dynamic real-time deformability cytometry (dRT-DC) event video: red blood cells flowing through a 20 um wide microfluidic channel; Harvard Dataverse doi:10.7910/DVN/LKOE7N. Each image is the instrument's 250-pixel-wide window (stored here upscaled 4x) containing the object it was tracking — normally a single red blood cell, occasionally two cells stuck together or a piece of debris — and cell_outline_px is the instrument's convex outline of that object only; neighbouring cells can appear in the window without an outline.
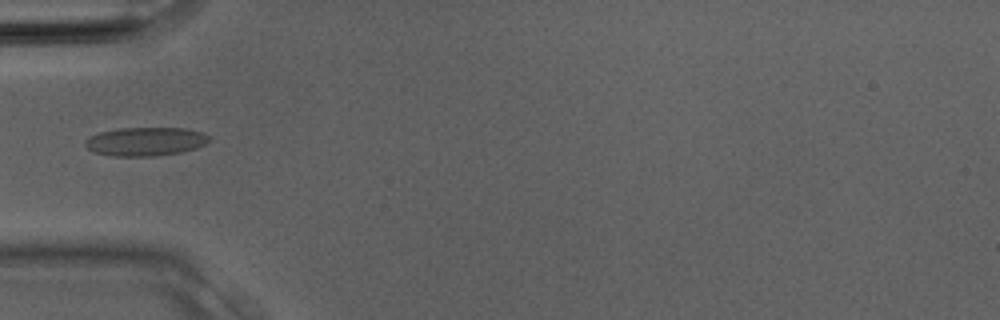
{"species": "Egyptian fruit bat (a non-hibernating species)", "species_latin": "Rousettus aegyptiacus", "temperature_condition": "room temperature", "stored_images_in_passage": 3, "camera_frame_rate_fps": 3000, "um_per_image_px": 0.085, "animal": {"sex": "male"}, "frame": {"image": 1, "passage_image": 3, "time_ms": 0.667, "image_size_px": [1000, 320], "cell_outline_px": [[212, 136], [204, 144], [196, 148], [180, 152], [152, 156], [112, 156], [92, 152], [84, 144], [84, 140], [100, 132], [120, 128], [184, 128], [204, 132]], "centroid_in_image_um": [12.37, 12.02], "position_along_channel_um": 72.6, "area_um2": 20.69}}